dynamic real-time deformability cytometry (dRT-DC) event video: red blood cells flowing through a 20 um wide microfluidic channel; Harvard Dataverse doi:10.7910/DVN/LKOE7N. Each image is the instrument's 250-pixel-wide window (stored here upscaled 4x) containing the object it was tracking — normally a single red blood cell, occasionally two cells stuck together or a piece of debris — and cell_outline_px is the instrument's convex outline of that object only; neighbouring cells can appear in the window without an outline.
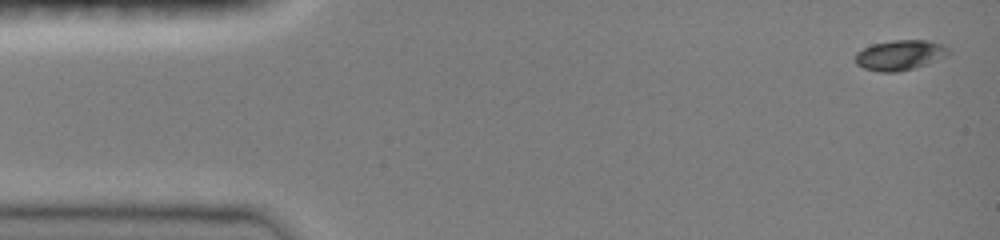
{"species": "common noctule bat (a hibernating species)", "species_latin": "Nyctalus noctula", "temperature_condition": "room temperature", "stored_images_in_passage": 47, "camera_frame_rate_fps": 3000, "um_per_image_px": 0.085, "animal": {"sex": "female", "body_mass_g": 19.0, "forearm_length_mm": 51.5}, "frame": {"image": 1, "passage_image": 1, "time_ms": 0.0, "image_size_px": [1000, 240], "cell_outline_px": [[952, 52], [948, 56], [912, 68], [896, 72], [880, 72], [864, 68], [856, 64], [856, 52], [872, 44], [896, 40], [928, 40], [944, 44]], "centroid_in_image_um": [76.53, 4.67], "position_along_channel_um": 8.5, "area_um2": 16.3}}
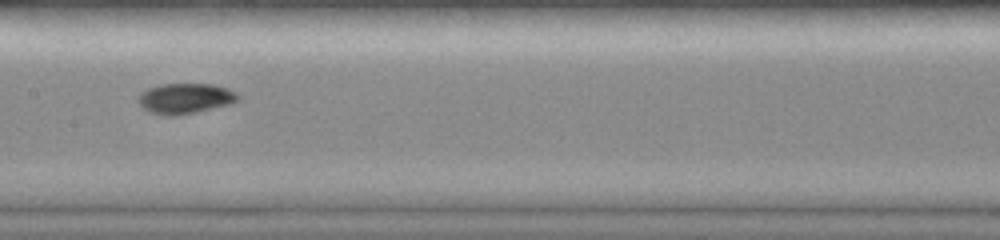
{"frame": {"image": 2, "passage_image": 23, "time_ms": 7.333, "image_size_px": [1000, 240], "cell_outline_px": [[240, 100], [228, 104], [196, 112], [176, 116], [164, 116], [148, 112], [136, 100], [140, 92], [148, 88], [160, 84], [212, 84], [228, 88], [236, 92], [240, 96]], "centroid_in_image_um": [15.71, 8.37], "position_along_channel_um": 191.7, "area_um2": 17.86}}
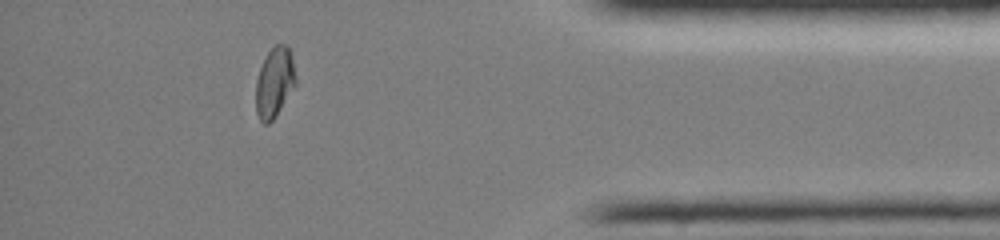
{"frame": {"image": 3, "passage_image": 41, "time_ms": 13.333, "image_size_px": [1000, 240], "cell_outline_px": [[296, 84], [276, 116], [268, 124], [264, 124], [260, 120], [256, 112], [256, 80], [260, 68], [268, 52], [276, 44], [288, 44], [292, 56], [296, 80]], "centroid_in_image_um": [23.34, 7.0], "position_along_channel_um": 411.9, "area_um2": 16.24}, "authors_computed_cell_mechanics": {"area_um2": 16.2996, "velocity_mm_per_s": 4.0757, "shape_relaxation_time_tau1_ms": 5.5576, "shape_relaxation_time_tau2_ms": 1.0807, "deformation_change_tau1": 0.1819, "deformation_change_tau2": 0.0397}}